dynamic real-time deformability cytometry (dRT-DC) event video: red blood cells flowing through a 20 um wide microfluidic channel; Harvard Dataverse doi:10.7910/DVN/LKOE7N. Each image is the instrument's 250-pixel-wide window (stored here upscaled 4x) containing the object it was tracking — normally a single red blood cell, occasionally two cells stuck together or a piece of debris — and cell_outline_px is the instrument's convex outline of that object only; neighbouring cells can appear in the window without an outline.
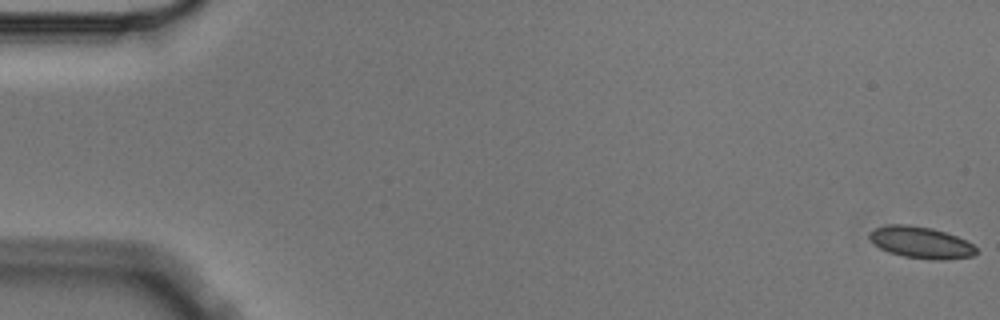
{"species": "Egyptian fruit bat (a non-hibernating species)", "species_latin": "Rousettus aegyptiacus", "temperature_condition": "cold", "stored_images_in_passage": 5, "camera_frame_rate_fps": 3000, "um_per_image_px": 0.085, "animal": {"sex": "male"}, "frame": {"image": 1, "passage_image": 1, "time_ms": 0.0, "image_size_px": [1000, 320], "cell_outline_px": [[976, 252], [972, 256], [944, 260], [932, 260], [904, 256], [888, 252], [880, 248], [868, 240], [868, 232], [872, 228], [888, 224], [908, 224], [932, 228], [956, 236], [972, 244], [976, 248]], "centroid_in_image_um": [78.2, 20.6], "position_along_channel_um": 6.8, "area_um2": 19.83}}
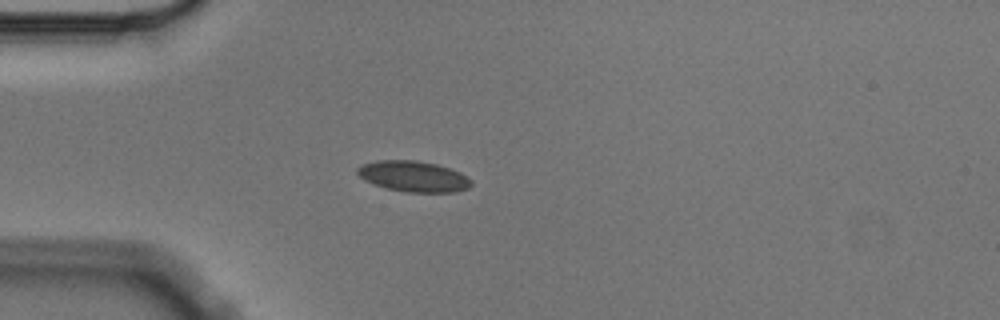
{"frame": {"image": 2, "passage_image": 5, "time_ms": 1.333, "image_size_px": [1000, 320], "cell_outline_px": [[472, 184], [468, 188], [456, 192], [404, 192], [384, 188], [372, 184], [364, 180], [356, 172], [356, 168], [360, 164], [376, 160], [416, 160], [436, 164], [460, 172], [468, 176], [472, 180]], "centroid_in_image_um": [35.11, 14.99], "position_along_channel_um": 49.9, "area_um2": 20.75}}